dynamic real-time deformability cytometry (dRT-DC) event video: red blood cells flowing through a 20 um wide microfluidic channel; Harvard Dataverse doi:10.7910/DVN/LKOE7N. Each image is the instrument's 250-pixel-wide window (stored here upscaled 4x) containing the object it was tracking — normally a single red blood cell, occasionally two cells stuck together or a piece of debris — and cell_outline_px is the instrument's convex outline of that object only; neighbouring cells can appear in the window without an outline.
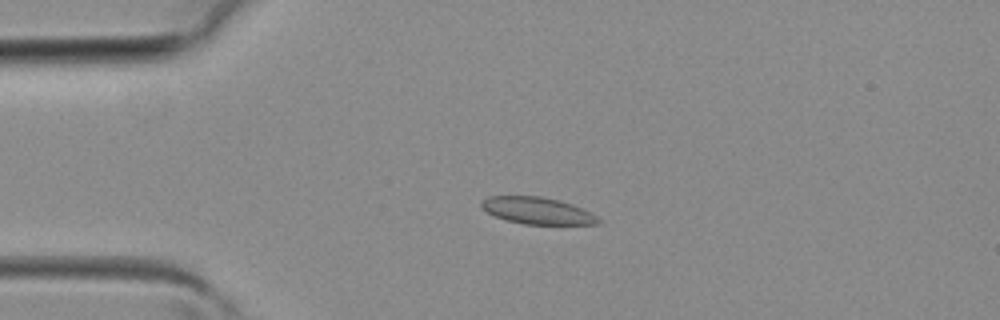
{"species": "common noctule bat (a hibernating species)", "species_latin": "Nyctalus noctula", "temperature_condition": "room temperature", "stored_images_in_passage": 38, "camera_frame_rate_fps": 3000, "um_per_image_px": 0.085, "animal": {"sex": "female", "body_mass_g": 19.3, "forearm_length_mm": 54.1}, "frame": {"image": 1, "passage_image": 8, "time_ms": 2.333, "image_size_px": [1000, 320], "cell_outline_px": [[600, 224], [524, 224], [508, 220], [496, 216], [480, 208], [480, 204], [488, 196], [540, 196], [560, 200], [572, 204], [596, 216], [600, 220]], "centroid_in_image_um": [45.65, 17.9], "position_along_channel_um": 39.3, "area_um2": 18.03}}
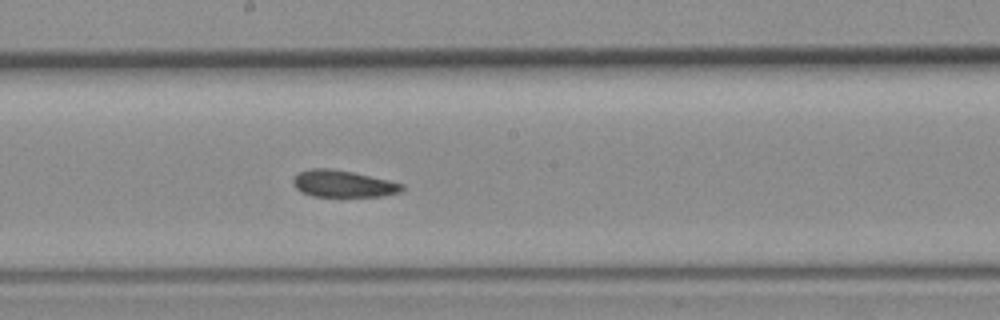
{"frame": {"image": 2, "passage_image": 20, "time_ms": 6.333, "image_size_px": [1000, 320], "cell_outline_px": [[404, 188], [400, 192], [384, 196], [312, 196], [300, 192], [292, 184], [292, 180], [296, 172], [312, 168], [332, 168], [352, 172], [388, 180], [404, 184]], "centroid_in_image_um": [29.11, 15.61], "position_along_channel_um": 219.1, "area_um2": 17.17}}
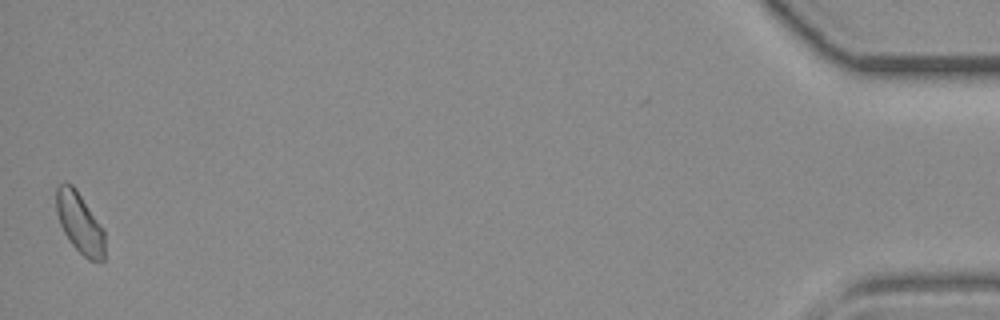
{"frame": {"image": 3, "passage_image": 38, "time_ms": 12.333, "image_size_px": [1000, 320], "cell_outline_px": [[104, 260], [88, 260], [68, 240], [60, 224], [56, 212], [56, 188], [64, 180], [72, 184], [76, 188], [104, 228]], "centroid_in_image_um": [6.76, 18.9], "position_along_channel_um": 428.4, "area_um2": 17.28}}